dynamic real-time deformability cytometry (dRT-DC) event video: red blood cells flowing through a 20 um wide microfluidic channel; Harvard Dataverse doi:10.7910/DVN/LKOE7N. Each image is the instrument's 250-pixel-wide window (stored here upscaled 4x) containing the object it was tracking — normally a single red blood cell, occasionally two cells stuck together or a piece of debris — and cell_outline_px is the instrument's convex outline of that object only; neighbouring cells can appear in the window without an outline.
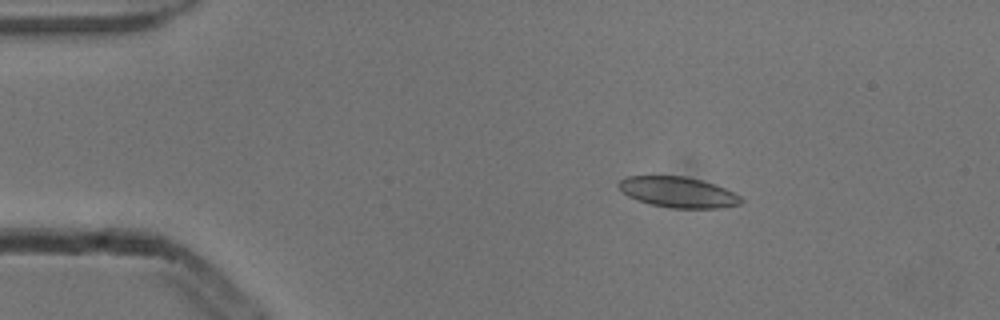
{"species": "common noctule bat (a hibernating species)", "species_latin": "Nyctalus noctula", "temperature_condition": "cold", "stored_images_in_passage": 5, "camera_frame_rate_fps": 3000, "um_per_image_px": 0.085, "animal": {"sex": "male", "body_mass_g": 13.3}, "frame": {"image": 1, "passage_image": 3, "time_ms": 0.667, "image_size_px": [1000, 320], "cell_outline_px": [[744, 200], [740, 204], [724, 208], [672, 208], [648, 204], [636, 200], [628, 196], [616, 184], [620, 180], [628, 176], [684, 176], [700, 180], [724, 188], [740, 196]], "centroid_in_image_um": [57.62, 16.35], "position_along_channel_um": 27.4, "area_um2": 21.79}}
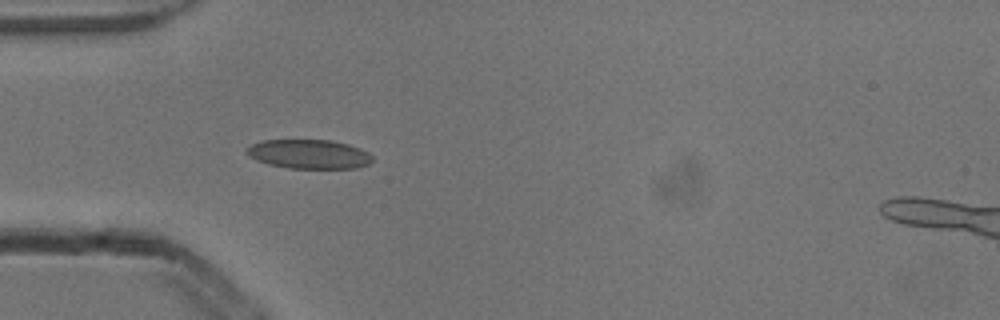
{"frame": {"image": 2, "passage_image": 5, "time_ms": 1.333, "image_size_px": [1000, 320], "cell_outline_px": [[372, 160], [368, 164], [356, 168], [288, 168], [268, 164], [256, 160], [244, 152], [252, 144], [264, 140], [332, 140], [348, 144], [360, 148], [368, 152], [372, 156]], "centroid_in_image_um": [26.27, 13.1], "position_along_channel_um": 58.7, "area_um2": 21.33}}